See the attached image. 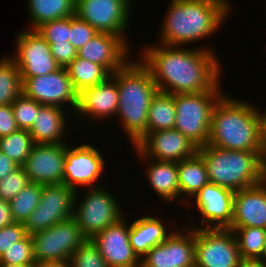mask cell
<instances>
[{
  "label": "cell",
  "instance_id": "obj_1",
  "mask_svg": "<svg viewBox=\"0 0 266 267\" xmlns=\"http://www.w3.org/2000/svg\"><path fill=\"white\" fill-rule=\"evenodd\" d=\"M140 61L150 70L159 92L189 94L212 90L223 74L215 50L209 47L167 46L160 43L142 47Z\"/></svg>",
  "mask_w": 266,
  "mask_h": 267
},
{
  "label": "cell",
  "instance_id": "obj_2",
  "mask_svg": "<svg viewBox=\"0 0 266 267\" xmlns=\"http://www.w3.org/2000/svg\"><path fill=\"white\" fill-rule=\"evenodd\" d=\"M230 4L229 0H170L160 27L159 43L185 47L209 39L230 16Z\"/></svg>",
  "mask_w": 266,
  "mask_h": 267
},
{
  "label": "cell",
  "instance_id": "obj_3",
  "mask_svg": "<svg viewBox=\"0 0 266 267\" xmlns=\"http://www.w3.org/2000/svg\"><path fill=\"white\" fill-rule=\"evenodd\" d=\"M117 83L119 107L116 118L134 147L145 135L152 99L159 92L150 70L137 58L110 75Z\"/></svg>",
  "mask_w": 266,
  "mask_h": 267
},
{
  "label": "cell",
  "instance_id": "obj_4",
  "mask_svg": "<svg viewBox=\"0 0 266 267\" xmlns=\"http://www.w3.org/2000/svg\"><path fill=\"white\" fill-rule=\"evenodd\" d=\"M207 145L236 151L265 152L259 139L256 105L225 94L212 112Z\"/></svg>",
  "mask_w": 266,
  "mask_h": 267
},
{
  "label": "cell",
  "instance_id": "obj_5",
  "mask_svg": "<svg viewBox=\"0 0 266 267\" xmlns=\"http://www.w3.org/2000/svg\"><path fill=\"white\" fill-rule=\"evenodd\" d=\"M209 182L238 191L266 178V152L236 151L211 145L199 147Z\"/></svg>",
  "mask_w": 266,
  "mask_h": 267
},
{
  "label": "cell",
  "instance_id": "obj_6",
  "mask_svg": "<svg viewBox=\"0 0 266 267\" xmlns=\"http://www.w3.org/2000/svg\"><path fill=\"white\" fill-rule=\"evenodd\" d=\"M220 82L210 91L174 94L176 122L174 129L180 131L198 148L209 140L212 112L225 94Z\"/></svg>",
  "mask_w": 266,
  "mask_h": 267
},
{
  "label": "cell",
  "instance_id": "obj_7",
  "mask_svg": "<svg viewBox=\"0 0 266 267\" xmlns=\"http://www.w3.org/2000/svg\"><path fill=\"white\" fill-rule=\"evenodd\" d=\"M85 189L87 190L81 201L78 198L79 191H75L72 217L76 220L83 235L87 239H92L125 216L126 211L122 210L115 195L106 190L103 185Z\"/></svg>",
  "mask_w": 266,
  "mask_h": 267
},
{
  "label": "cell",
  "instance_id": "obj_8",
  "mask_svg": "<svg viewBox=\"0 0 266 267\" xmlns=\"http://www.w3.org/2000/svg\"><path fill=\"white\" fill-rule=\"evenodd\" d=\"M231 229L195 228V267H242Z\"/></svg>",
  "mask_w": 266,
  "mask_h": 267
},
{
  "label": "cell",
  "instance_id": "obj_9",
  "mask_svg": "<svg viewBox=\"0 0 266 267\" xmlns=\"http://www.w3.org/2000/svg\"><path fill=\"white\" fill-rule=\"evenodd\" d=\"M30 236L36 262L69 261L87 240L73 217Z\"/></svg>",
  "mask_w": 266,
  "mask_h": 267
},
{
  "label": "cell",
  "instance_id": "obj_10",
  "mask_svg": "<svg viewBox=\"0 0 266 267\" xmlns=\"http://www.w3.org/2000/svg\"><path fill=\"white\" fill-rule=\"evenodd\" d=\"M132 0H76L75 15L88 22L99 33L120 36L128 45L126 38L130 25Z\"/></svg>",
  "mask_w": 266,
  "mask_h": 267
},
{
  "label": "cell",
  "instance_id": "obj_11",
  "mask_svg": "<svg viewBox=\"0 0 266 267\" xmlns=\"http://www.w3.org/2000/svg\"><path fill=\"white\" fill-rule=\"evenodd\" d=\"M22 79V94L41 105H54L69 108L75 112L78 93L75 91L66 68L60 67L55 72L32 78ZM64 105V106H62Z\"/></svg>",
  "mask_w": 266,
  "mask_h": 267
},
{
  "label": "cell",
  "instance_id": "obj_12",
  "mask_svg": "<svg viewBox=\"0 0 266 267\" xmlns=\"http://www.w3.org/2000/svg\"><path fill=\"white\" fill-rule=\"evenodd\" d=\"M105 161L94 144L69 146L66 143L63 184L74 191L80 190V186L82 189L100 187L97 182L105 172Z\"/></svg>",
  "mask_w": 266,
  "mask_h": 267
},
{
  "label": "cell",
  "instance_id": "obj_13",
  "mask_svg": "<svg viewBox=\"0 0 266 267\" xmlns=\"http://www.w3.org/2000/svg\"><path fill=\"white\" fill-rule=\"evenodd\" d=\"M15 50L9 57L20 70L21 78H32L60 68L52 56L50 45L36 31L23 29L15 37Z\"/></svg>",
  "mask_w": 266,
  "mask_h": 267
},
{
  "label": "cell",
  "instance_id": "obj_14",
  "mask_svg": "<svg viewBox=\"0 0 266 267\" xmlns=\"http://www.w3.org/2000/svg\"><path fill=\"white\" fill-rule=\"evenodd\" d=\"M75 191L65 184L43 185L37 208L24 222L28 235L45 230L73 216Z\"/></svg>",
  "mask_w": 266,
  "mask_h": 267
},
{
  "label": "cell",
  "instance_id": "obj_15",
  "mask_svg": "<svg viewBox=\"0 0 266 267\" xmlns=\"http://www.w3.org/2000/svg\"><path fill=\"white\" fill-rule=\"evenodd\" d=\"M151 248L140 267H195V228L182 227Z\"/></svg>",
  "mask_w": 266,
  "mask_h": 267
},
{
  "label": "cell",
  "instance_id": "obj_16",
  "mask_svg": "<svg viewBox=\"0 0 266 267\" xmlns=\"http://www.w3.org/2000/svg\"><path fill=\"white\" fill-rule=\"evenodd\" d=\"M234 191L212 182L205 184L191 199V204L200 214L199 226L186 224L190 228H218L229 229L233 215ZM193 204V205H192Z\"/></svg>",
  "mask_w": 266,
  "mask_h": 267
},
{
  "label": "cell",
  "instance_id": "obj_17",
  "mask_svg": "<svg viewBox=\"0 0 266 267\" xmlns=\"http://www.w3.org/2000/svg\"><path fill=\"white\" fill-rule=\"evenodd\" d=\"M132 148L145 158L172 162L191 158L198 150L191 140L176 129L150 132Z\"/></svg>",
  "mask_w": 266,
  "mask_h": 267
},
{
  "label": "cell",
  "instance_id": "obj_18",
  "mask_svg": "<svg viewBox=\"0 0 266 267\" xmlns=\"http://www.w3.org/2000/svg\"><path fill=\"white\" fill-rule=\"evenodd\" d=\"M66 143L34 144L27 160L22 165L30 183L62 184Z\"/></svg>",
  "mask_w": 266,
  "mask_h": 267
},
{
  "label": "cell",
  "instance_id": "obj_19",
  "mask_svg": "<svg viewBox=\"0 0 266 267\" xmlns=\"http://www.w3.org/2000/svg\"><path fill=\"white\" fill-rule=\"evenodd\" d=\"M126 219L123 216L91 239L109 267L141 266V259L129 242L130 222L127 224Z\"/></svg>",
  "mask_w": 266,
  "mask_h": 267
},
{
  "label": "cell",
  "instance_id": "obj_20",
  "mask_svg": "<svg viewBox=\"0 0 266 267\" xmlns=\"http://www.w3.org/2000/svg\"><path fill=\"white\" fill-rule=\"evenodd\" d=\"M119 107L118 87L116 81L109 76L104 82L85 89L78 94L77 108L74 112L75 118L84 122L93 120L108 121L117 116ZM82 118V119H81Z\"/></svg>",
  "mask_w": 266,
  "mask_h": 267
},
{
  "label": "cell",
  "instance_id": "obj_21",
  "mask_svg": "<svg viewBox=\"0 0 266 267\" xmlns=\"http://www.w3.org/2000/svg\"><path fill=\"white\" fill-rule=\"evenodd\" d=\"M130 49L132 47L120 36L98 33L77 51V56L99 64L113 74L130 60Z\"/></svg>",
  "mask_w": 266,
  "mask_h": 267
},
{
  "label": "cell",
  "instance_id": "obj_22",
  "mask_svg": "<svg viewBox=\"0 0 266 267\" xmlns=\"http://www.w3.org/2000/svg\"><path fill=\"white\" fill-rule=\"evenodd\" d=\"M266 229V178L254 186L234 192L230 228Z\"/></svg>",
  "mask_w": 266,
  "mask_h": 267
},
{
  "label": "cell",
  "instance_id": "obj_23",
  "mask_svg": "<svg viewBox=\"0 0 266 267\" xmlns=\"http://www.w3.org/2000/svg\"><path fill=\"white\" fill-rule=\"evenodd\" d=\"M132 149L134 150L133 152L137 154L138 159L142 160V163L145 162V176L152 190L158 194L161 201L163 200L164 204L170 202L174 203V201L178 203L179 176L177 162L145 158L135 148Z\"/></svg>",
  "mask_w": 266,
  "mask_h": 267
},
{
  "label": "cell",
  "instance_id": "obj_24",
  "mask_svg": "<svg viewBox=\"0 0 266 267\" xmlns=\"http://www.w3.org/2000/svg\"><path fill=\"white\" fill-rule=\"evenodd\" d=\"M54 105H42L29 130L34 144H60L65 140L69 112Z\"/></svg>",
  "mask_w": 266,
  "mask_h": 267
},
{
  "label": "cell",
  "instance_id": "obj_25",
  "mask_svg": "<svg viewBox=\"0 0 266 267\" xmlns=\"http://www.w3.org/2000/svg\"><path fill=\"white\" fill-rule=\"evenodd\" d=\"M157 215H141L130 221L129 242L134 252L141 259L151 248L164 242L174 231L163 218ZM168 225V226H167Z\"/></svg>",
  "mask_w": 266,
  "mask_h": 267
},
{
  "label": "cell",
  "instance_id": "obj_26",
  "mask_svg": "<svg viewBox=\"0 0 266 267\" xmlns=\"http://www.w3.org/2000/svg\"><path fill=\"white\" fill-rule=\"evenodd\" d=\"M179 176V203L189 201L209 182L206 164L196 153L193 157L177 162ZM187 196V197H186ZM184 197V200H183Z\"/></svg>",
  "mask_w": 266,
  "mask_h": 267
},
{
  "label": "cell",
  "instance_id": "obj_27",
  "mask_svg": "<svg viewBox=\"0 0 266 267\" xmlns=\"http://www.w3.org/2000/svg\"><path fill=\"white\" fill-rule=\"evenodd\" d=\"M29 28L36 30L43 23L75 15L76 0H27Z\"/></svg>",
  "mask_w": 266,
  "mask_h": 267
},
{
  "label": "cell",
  "instance_id": "obj_28",
  "mask_svg": "<svg viewBox=\"0 0 266 267\" xmlns=\"http://www.w3.org/2000/svg\"><path fill=\"white\" fill-rule=\"evenodd\" d=\"M65 68L78 94L104 82L111 75L103 66L78 56Z\"/></svg>",
  "mask_w": 266,
  "mask_h": 267
},
{
  "label": "cell",
  "instance_id": "obj_29",
  "mask_svg": "<svg viewBox=\"0 0 266 267\" xmlns=\"http://www.w3.org/2000/svg\"><path fill=\"white\" fill-rule=\"evenodd\" d=\"M176 109L174 95L158 92L149 106L146 134L174 129Z\"/></svg>",
  "mask_w": 266,
  "mask_h": 267
},
{
  "label": "cell",
  "instance_id": "obj_30",
  "mask_svg": "<svg viewBox=\"0 0 266 267\" xmlns=\"http://www.w3.org/2000/svg\"><path fill=\"white\" fill-rule=\"evenodd\" d=\"M229 229L235 234L242 260L245 263L256 262L263 252L266 241V229L258 227Z\"/></svg>",
  "mask_w": 266,
  "mask_h": 267
},
{
  "label": "cell",
  "instance_id": "obj_31",
  "mask_svg": "<svg viewBox=\"0 0 266 267\" xmlns=\"http://www.w3.org/2000/svg\"><path fill=\"white\" fill-rule=\"evenodd\" d=\"M21 94L20 70L7 54L0 58V106L12 104Z\"/></svg>",
  "mask_w": 266,
  "mask_h": 267
},
{
  "label": "cell",
  "instance_id": "obj_32",
  "mask_svg": "<svg viewBox=\"0 0 266 267\" xmlns=\"http://www.w3.org/2000/svg\"><path fill=\"white\" fill-rule=\"evenodd\" d=\"M33 146L34 142L28 130L19 129L0 137V151L19 166L27 160Z\"/></svg>",
  "mask_w": 266,
  "mask_h": 267
},
{
  "label": "cell",
  "instance_id": "obj_33",
  "mask_svg": "<svg viewBox=\"0 0 266 267\" xmlns=\"http://www.w3.org/2000/svg\"><path fill=\"white\" fill-rule=\"evenodd\" d=\"M42 188V184L30 183L10 201L15 222L24 224L29 215L37 208L41 200Z\"/></svg>",
  "mask_w": 266,
  "mask_h": 267
},
{
  "label": "cell",
  "instance_id": "obj_34",
  "mask_svg": "<svg viewBox=\"0 0 266 267\" xmlns=\"http://www.w3.org/2000/svg\"><path fill=\"white\" fill-rule=\"evenodd\" d=\"M0 263L15 265H35L33 242L30 235L13 243L0 257Z\"/></svg>",
  "mask_w": 266,
  "mask_h": 267
},
{
  "label": "cell",
  "instance_id": "obj_35",
  "mask_svg": "<svg viewBox=\"0 0 266 267\" xmlns=\"http://www.w3.org/2000/svg\"><path fill=\"white\" fill-rule=\"evenodd\" d=\"M42 105L21 94L11 104L19 129L30 130Z\"/></svg>",
  "mask_w": 266,
  "mask_h": 267
},
{
  "label": "cell",
  "instance_id": "obj_36",
  "mask_svg": "<svg viewBox=\"0 0 266 267\" xmlns=\"http://www.w3.org/2000/svg\"><path fill=\"white\" fill-rule=\"evenodd\" d=\"M70 267H109L97 246L87 239L69 258Z\"/></svg>",
  "mask_w": 266,
  "mask_h": 267
},
{
  "label": "cell",
  "instance_id": "obj_37",
  "mask_svg": "<svg viewBox=\"0 0 266 267\" xmlns=\"http://www.w3.org/2000/svg\"><path fill=\"white\" fill-rule=\"evenodd\" d=\"M30 184L22 166L0 180V199L11 201L23 188Z\"/></svg>",
  "mask_w": 266,
  "mask_h": 267
},
{
  "label": "cell",
  "instance_id": "obj_38",
  "mask_svg": "<svg viewBox=\"0 0 266 267\" xmlns=\"http://www.w3.org/2000/svg\"><path fill=\"white\" fill-rule=\"evenodd\" d=\"M70 29V16L63 19L49 21L39 26L36 31L51 43H68Z\"/></svg>",
  "mask_w": 266,
  "mask_h": 267
},
{
  "label": "cell",
  "instance_id": "obj_39",
  "mask_svg": "<svg viewBox=\"0 0 266 267\" xmlns=\"http://www.w3.org/2000/svg\"><path fill=\"white\" fill-rule=\"evenodd\" d=\"M99 32L77 15L70 16L69 42L78 51Z\"/></svg>",
  "mask_w": 266,
  "mask_h": 267
},
{
  "label": "cell",
  "instance_id": "obj_40",
  "mask_svg": "<svg viewBox=\"0 0 266 267\" xmlns=\"http://www.w3.org/2000/svg\"><path fill=\"white\" fill-rule=\"evenodd\" d=\"M23 223H13L0 228V257L2 254L13 246L14 242L21 241L27 236Z\"/></svg>",
  "mask_w": 266,
  "mask_h": 267
},
{
  "label": "cell",
  "instance_id": "obj_41",
  "mask_svg": "<svg viewBox=\"0 0 266 267\" xmlns=\"http://www.w3.org/2000/svg\"><path fill=\"white\" fill-rule=\"evenodd\" d=\"M49 45L52 56L60 67H67L77 57V50L70 42L51 43Z\"/></svg>",
  "mask_w": 266,
  "mask_h": 267
},
{
  "label": "cell",
  "instance_id": "obj_42",
  "mask_svg": "<svg viewBox=\"0 0 266 267\" xmlns=\"http://www.w3.org/2000/svg\"><path fill=\"white\" fill-rule=\"evenodd\" d=\"M19 130L14 118L11 104L0 106V137L10 135Z\"/></svg>",
  "mask_w": 266,
  "mask_h": 267
},
{
  "label": "cell",
  "instance_id": "obj_43",
  "mask_svg": "<svg viewBox=\"0 0 266 267\" xmlns=\"http://www.w3.org/2000/svg\"><path fill=\"white\" fill-rule=\"evenodd\" d=\"M15 223L13 218L10 202L0 199V228Z\"/></svg>",
  "mask_w": 266,
  "mask_h": 267
},
{
  "label": "cell",
  "instance_id": "obj_44",
  "mask_svg": "<svg viewBox=\"0 0 266 267\" xmlns=\"http://www.w3.org/2000/svg\"><path fill=\"white\" fill-rule=\"evenodd\" d=\"M19 167L13 160L0 151V180Z\"/></svg>",
  "mask_w": 266,
  "mask_h": 267
},
{
  "label": "cell",
  "instance_id": "obj_45",
  "mask_svg": "<svg viewBox=\"0 0 266 267\" xmlns=\"http://www.w3.org/2000/svg\"><path fill=\"white\" fill-rule=\"evenodd\" d=\"M258 117L259 139L263 150L266 152V111L256 107Z\"/></svg>",
  "mask_w": 266,
  "mask_h": 267
},
{
  "label": "cell",
  "instance_id": "obj_46",
  "mask_svg": "<svg viewBox=\"0 0 266 267\" xmlns=\"http://www.w3.org/2000/svg\"><path fill=\"white\" fill-rule=\"evenodd\" d=\"M35 267H70L69 261L36 262Z\"/></svg>",
  "mask_w": 266,
  "mask_h": 267
},
{
  "label": "cell",
  "instance_id": "obj_47",
  "mask_svg": "<svg viewBox=\"0 0 266 267\" xmlns=\"http://www.w3.org/2000/svg\"><path fill=\"white\" fill-rule=\"evenodd\" d=\"M260 265H265L266 264V241L264 244L263 252L261 254V257L255 262Z\"/></svg>",
  "mask_w": 266,
  "mask_h": 267
},
{
  "label": "cell",
  "instance_id": "obj_48",
  "mask_svg": "<svg viewBox=\"0 0 266 267\" xmlns=\"http://www.w3.org/2000/svg\"><path fill=\"white\" fill-rule=\"evenodd\" d=\"M0 267H35V265H15V264L0 263Z\"/></svg>",
  "mask_w": 266,
  "mask_h": 267
},
{
  "label": "cell",
  "instance_id": "obj_49",
  "mask_svg": "<svg viewBox=\"0 0 266 267\" xmlns=\"http://www.w3.org/2000/svg\"><path fill=\"white\" fill-rule=\"evenodd\" d=\"M242 267H265V266L254 262V263H244Z\"/></svg>",
  "mask_w": 266,
  "mask_h": 267
}]
</instances>
